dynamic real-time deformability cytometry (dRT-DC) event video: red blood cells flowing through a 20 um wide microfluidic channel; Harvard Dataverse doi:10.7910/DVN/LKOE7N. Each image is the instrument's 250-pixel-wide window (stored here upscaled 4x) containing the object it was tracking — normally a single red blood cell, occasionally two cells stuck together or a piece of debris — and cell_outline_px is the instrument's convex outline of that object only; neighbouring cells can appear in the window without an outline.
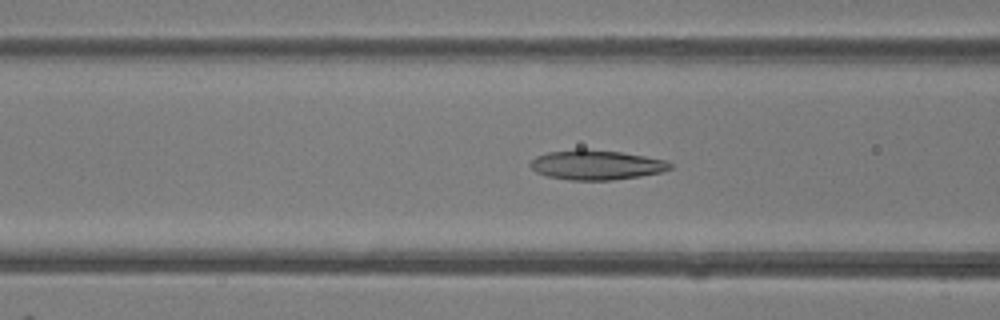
{"species": "common noctule bat (a hibernating species)", "species_latin": "Nyctalus noctula", "temperature_condition": "room temperature", "stored_images_in_passage": 48, "camera_frame_rate_fps": 3000, "um_per_image_px": 0.085, "animal": {"sex": "female"}, "frame": {"image": 1, "passage_image": 18, "time_ms": 5.667, "image_size_px": [1000, 320], "cell_outline_px": [[672, 168], [660, 172], [640, 176], [612, 180], [568, 180], [548, 176], [536, 172], [528, 164], [536, 156], [548, 152], [576, 148], [584, 148], [620, 152], [668, 160], [672, 164]], "centroid_in_image_um": [50.67, 14.01], "position_along_channel_um": 115.9, "area_um2": 24.33}}
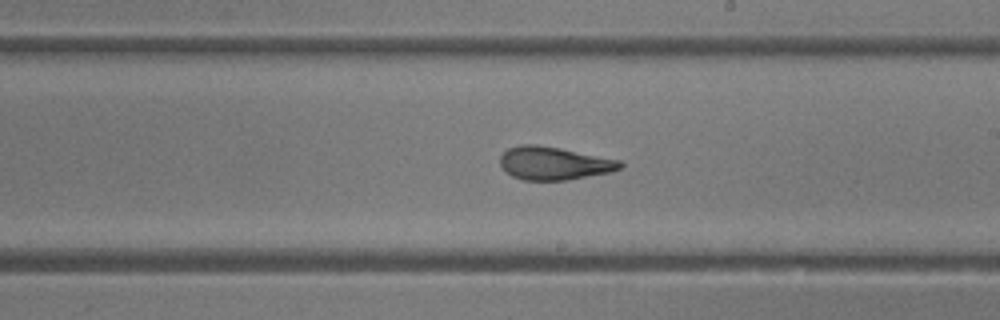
{"frame": {"image": 2, "passage_image": 27, "time_ms": 8.667, "image_size_px": [1000, 320], "cell_outline_px": [[624, 164], [620, 168], [612, 172], [568, 180], [524, 180], [512, 176], [500, 164], [500, 156], [508, 148], [520, 144], [536, 144], [560, 148], [620, 160]], "centroid_in_image_um": [47.1, 13.87], "position_along_channel_um": 241.9, "area_um2": 23.12}}
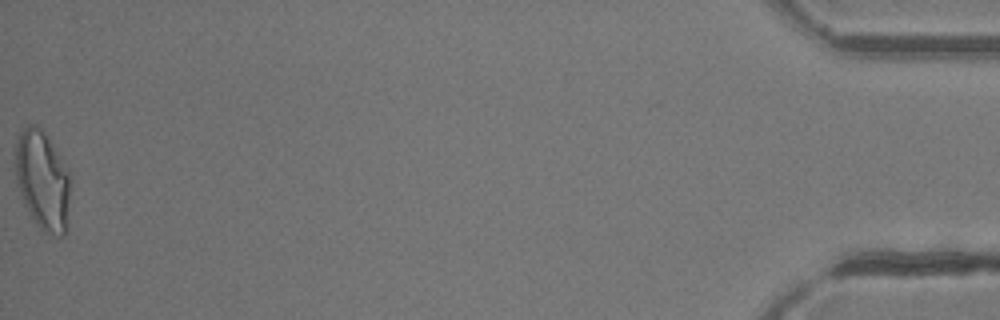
{"frame": {"image": 3, "passage_image": 48, "time_ms": 15.667, "image_size_px": [1000, 320], "cell_outline_px": [[68, 200], [64, 236], [56, 236], [44, 232], [40, 228], [24, 204], [16, 184], [16, 140], [20, 128], [28, 124], [36, 124], [44, 132], [68, 172]], "centroid_in_image_um": [3.56, 15.29], "position_along_channel_um": 431.6, "area_um2": 30.98}, "authors_computed_cell_mechanics": {"area_um2": 24.6228, "velocity_mm_per_s": 4.1916, "shape_relaxation_time_tau1_ms": 6.0434, "shape_relaxation_time_tau2_ms": 1.7906, "deformation_change_tau1": 0.1955, "deformation_change_tau2": 0.0963}}